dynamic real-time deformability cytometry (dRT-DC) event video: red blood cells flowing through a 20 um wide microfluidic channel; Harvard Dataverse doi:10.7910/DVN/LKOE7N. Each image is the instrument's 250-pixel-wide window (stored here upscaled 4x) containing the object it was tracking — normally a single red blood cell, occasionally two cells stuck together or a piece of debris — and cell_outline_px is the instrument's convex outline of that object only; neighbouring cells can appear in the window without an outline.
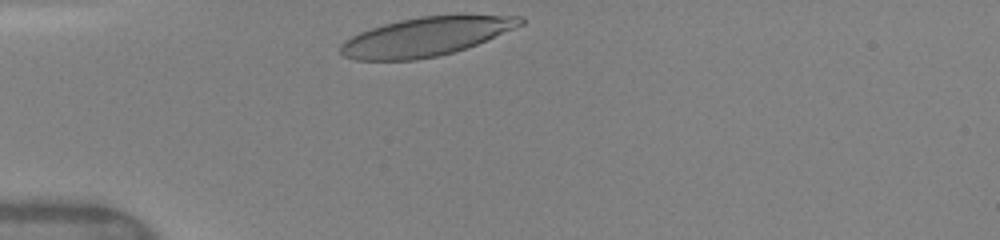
{"species": "human", "species_latin": "Homo sapiens", "temperature_condition": "warm", "stored_images_in_passage": 19, "camera_frame_rate_fps": 3000, "um_per_image_px": 0.085, "donor": {"sex": "female"}, "frame": {"image": 1, "passage_image": 1, "time_ms": 0.0, "image_size_px": [1000, 240], "cell_outline_px": [[524, 24], [476, 44], [452, 52], [436, 56], [416, 60], [356, 60], [344, 56], [340, 52], [340, 44], [344, 40], [360, 32], [384, 24], [400, 20], [420, 16], [524, 16]], "centroid_in_image_um": [36.14, 3.13], "position_along_channel_um": 48.9, "area_um2": 39.94}}
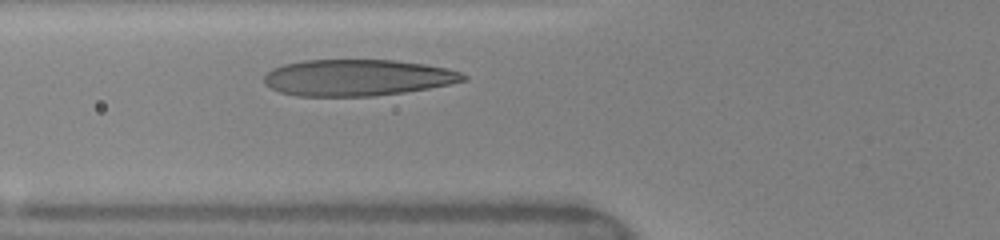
{"frame": {"image": 2, "passage_image": 9, "time_ms": 1.667, "image_size_px": [1000, 240], "cell_outline_px": [[468, 80], [428, 88], [404, 92], [372, 96], [296, 96], [280, 92], [264, 84], [264, 76], [272, 68], [284, 64], [304, 60], [396, 60], [424, 64], [448, 68], [460, 72], [468, 76]], "centroid_in_image_um": [30.38, 6.59], "position_along_channel_um": 95.4, "area_um2": 42.31}}
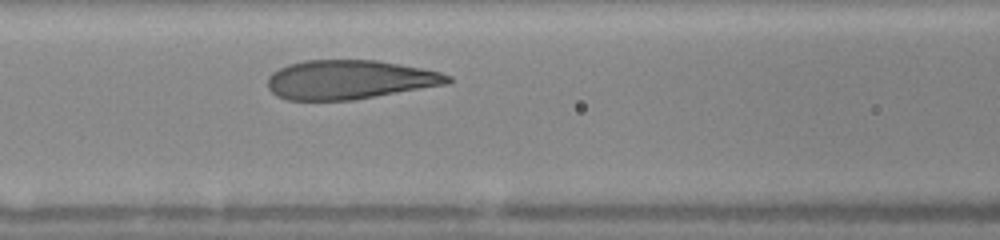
{"frame": {"image": 3, "passage_image": 13, "time_ms": 2.667, "image_size_px": [1000, 240], "cell_outline_px": [[452, 80], [448, 84], [352, 100], [288, 100], [276, 96], [268, 88], [268, 76], [272, 72], [288, 64], [304, 60], [376, 60], [420, 68], [440, 72], [452, 76]], "centroid_in_image_um": [29.69, 6.77], "position_along_channel_um": 136.9, "area_um2": 40.98}}